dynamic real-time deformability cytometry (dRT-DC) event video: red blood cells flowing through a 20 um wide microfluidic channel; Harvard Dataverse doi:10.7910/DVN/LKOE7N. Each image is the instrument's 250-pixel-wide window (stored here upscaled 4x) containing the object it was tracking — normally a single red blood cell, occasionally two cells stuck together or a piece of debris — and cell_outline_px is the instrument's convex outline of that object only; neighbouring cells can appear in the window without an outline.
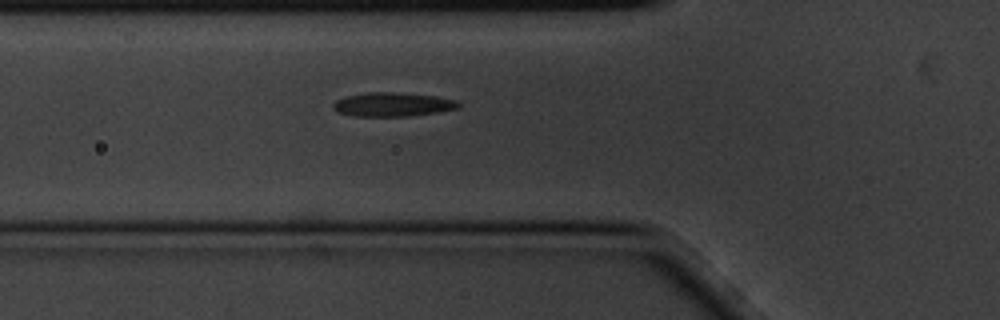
{"species": "common noctule bat (a hibernating species)", "species_latin": "Nyctalus noctula", "temperature_condition": "cold", "stored_images_in_passage": 5, "camera_frame_rate_fps": 3000, "um_per_image_px": 0.085, "animal": {"sex": "male", "body_mass_g": 20.1, "forearm_length_mm": 53.5}, "frame": {"image": 1, "passage_image": 5, "time_ms": 1.333, "image_size_px": [1000, 320], "cell_outline_px": [[460, 104], [456, 108], [440, 112], [408, 116], [356, 116], [340, 112], [332, 108], [332, 104], [336, 100], [348, 96], [368, 92], [396, 92], [436, 96], [456, 100]], "centroid_in_image_um": [33.38, 8.87], "position_along_channel_um": 92.4, "area_um2": 17.34}}